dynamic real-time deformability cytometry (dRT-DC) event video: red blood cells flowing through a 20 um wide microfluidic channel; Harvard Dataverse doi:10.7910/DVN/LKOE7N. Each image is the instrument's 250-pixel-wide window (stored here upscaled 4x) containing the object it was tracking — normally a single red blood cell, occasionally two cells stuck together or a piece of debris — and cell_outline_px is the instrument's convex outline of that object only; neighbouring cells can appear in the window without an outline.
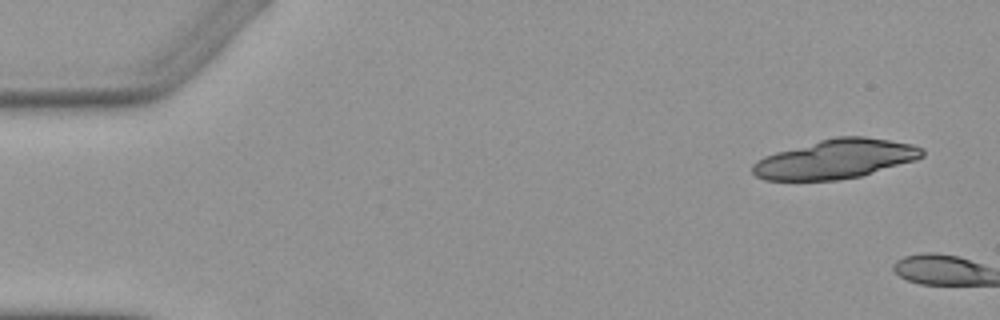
{"species": "Egyptian fruit bat (a non-hibernating species)", "species_latin": "Rousettus aegyptiacus", "temperature_condition": "warm", "stored_images_in_passage": 2, "camera_frame_rate_fps": 3000, "um_per_image_px": 0.085, "animal": {"sex": "female"}, "frame": {"image": 1, "passage_image": 1, "time_ms": 0.0, "image_size_px": [1000, 320], "cell_outline_px": [[924, 156], [916, 160], [860, 176], [840, 180], [764, 180], [756, 176], [752, 172], [752, 164], [756, 160], [764, 156], [776, 152], [820, 140], [836, 136], [864, 136], [912, 144], [924, 148]], "centroid_in_image_um": [71.02, 13.52], "position_along_channel_um": 14.0, "area_um2": 38.73}}